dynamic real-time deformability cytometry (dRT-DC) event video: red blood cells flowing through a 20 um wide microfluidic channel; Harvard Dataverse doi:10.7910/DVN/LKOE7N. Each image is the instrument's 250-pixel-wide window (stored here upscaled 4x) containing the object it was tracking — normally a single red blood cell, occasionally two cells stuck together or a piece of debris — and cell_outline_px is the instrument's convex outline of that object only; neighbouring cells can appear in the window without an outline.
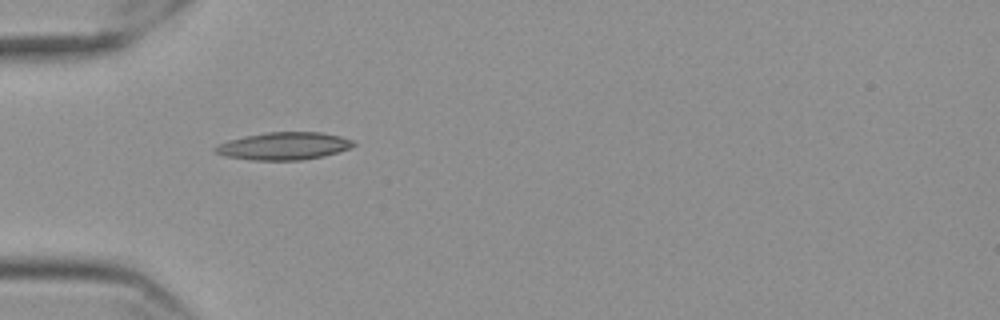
{"species": "Egyptian fruit bat (a non-hibernating species)", "species_latin": "Rousettus aegyptiacus", "temperature_condition": "cold", "stored_images_in_passage": 40, "camera_frame_rate_fps": 3000, "um_per_image_px": 0.085, "frame": {"image": 1, "passage_image": 1, "time_ms": 0.0, "image_size_px": [1000, 320], "cell_outline_px": [[356, 144], [348, 148], [324, 156], [300, 160], [252, 160], [224, 156], [216, 152], [212, 148], [216, 144], [228, 140], [244, 136], [268, 132], [320, 132], [340, 136], [352, 140]], "centroid_in_image_um": [24.07, 12.41], "position_along_channel_um": 60.9, "area_um2": 22.14}}
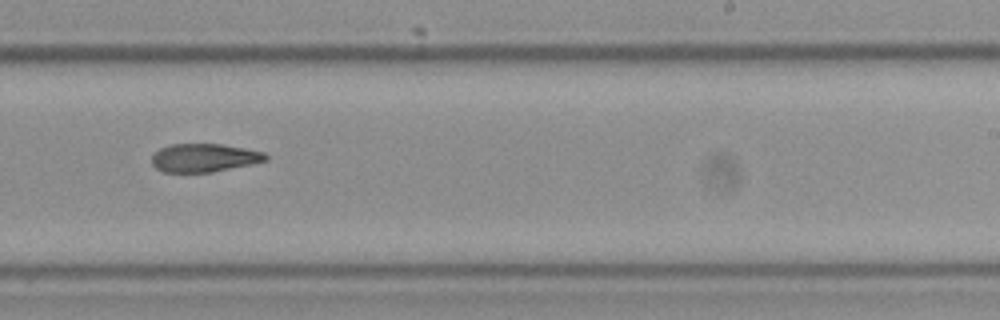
{"frame": {"image": 2, "passage_image": 19, "time_ms": 6.0, "image_size_px": [1000, 320], "cell_outline_px": [[268, 160], [252, 164], [212, 172], [164, 172], [156, 168], [152, 164], [152, 156], [160, 148], [168, 144], [220, 144], [244, 148], [264, 152], [268, 156]], "centroid_in_image_um": [17.35, 13.41], "position_along_channel_um": 271.6, "area_um2": 18.79}}
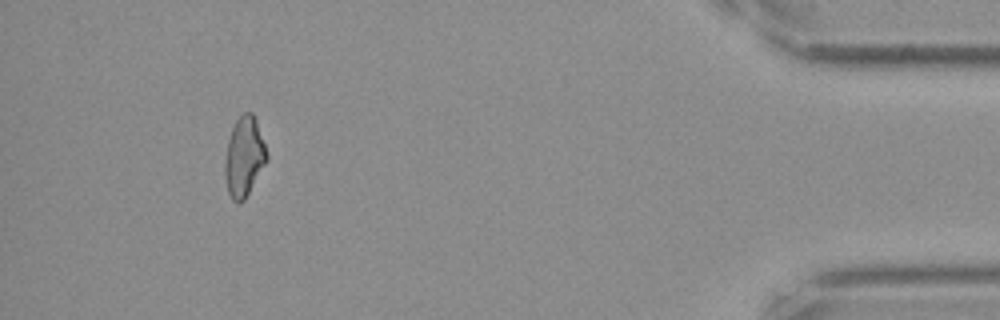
{"frame": {"image": 3, "passage_image": 36, "time_ms": 11.667, "image_size_px": [1000, 320], "cell_outline_px": [[268, 156], [264, 164], [244, 200], [240, 204], [232, 200], [228, 192], [224, 176], [224, 164], [228, 140], [232, 128], [236, 120], [244, 112], [252, 112], [256, 120]], "centroid_in_image_um": [20.72, 13.33], "position_along_channel_um": 414.5, "area_um2": 19.07}, "authors_computed_cell_mechanics": {"area_um2": 19.6809, "velocity_mm_per_s": 3.5703, "shape_relaxation_time_tau1_ms": null, "shape_relaxation_time_tau2_ms": 8.4753, "deformation_change_tau1": null, "deformation_change_tau2": 0.182}}